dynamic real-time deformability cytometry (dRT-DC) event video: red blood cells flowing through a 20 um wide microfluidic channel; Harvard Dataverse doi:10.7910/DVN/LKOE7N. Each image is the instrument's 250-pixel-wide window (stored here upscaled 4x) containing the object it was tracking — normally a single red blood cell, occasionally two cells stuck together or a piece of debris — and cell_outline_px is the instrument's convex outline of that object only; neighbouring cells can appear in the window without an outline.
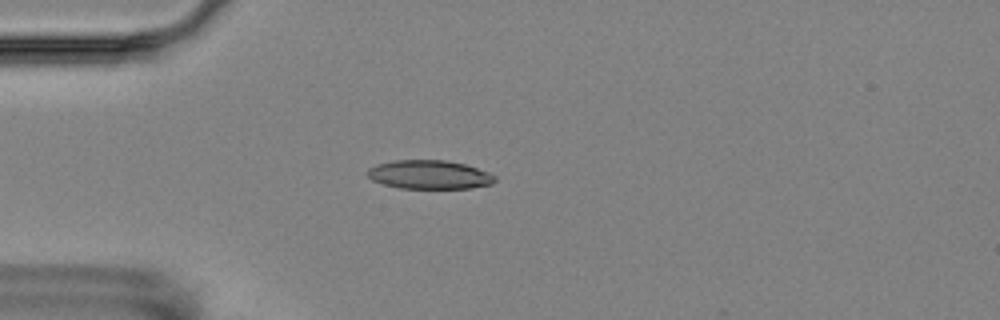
{"species": "Egyptian fruit bat (a non-hibernating species)", "species_latin": "Rousettus aegyptiacus", "temperature_condition": "room temperature", "stored_images_in_passage": 6, "camera_frame_rate_fps": 3000, "um_per_image_px": 0.085, "animal": {"sex": "female"}, "frame": {"image": 1, "passage_image": 3, "time_ms": 2.333, "image_size_px": [1000, 320], "cell_outline_px": [[496, 180], [492, 184], [472, 188], [400, 188], [384, 184], [372, 180], [364, 172], [368, 168], [376, 164], [396, 160], [444, 160], [464, 164], [488, 172], [496, 176]], "centroid_in_image_um": [36.47, 14.84], "position_along_channel_um": 48.5, "area_um2": 21.39}}
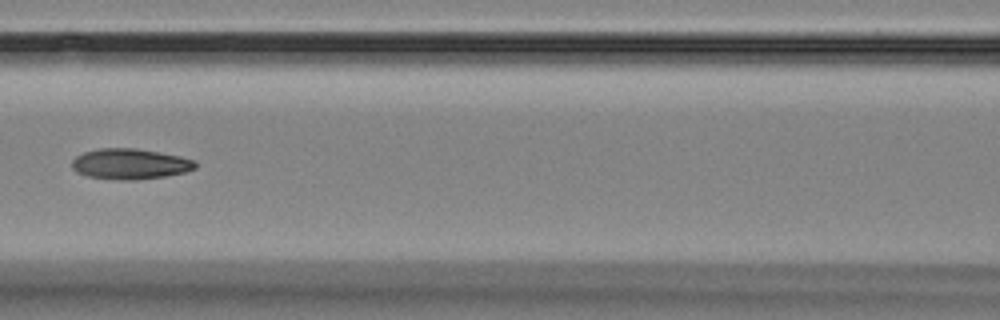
{"frame": {"image": 2, "passage_image": 6, "time_ms": 5.667, "image_size_px": [1000, 320], "cell_outline_px": [[196, 168], [184, 172], [164, 176], [136, 180], [116, 180], [88, 176], [76, 172], [72, 168], [72, 160], [76, 156], [84, 152], [100, 148], [132, 148], [180, 156], [196, 160]], "centroid_in_image_um": [11.04, 13.94], "position_along_channel_um": 155.6, "area_um2": 21.91}}